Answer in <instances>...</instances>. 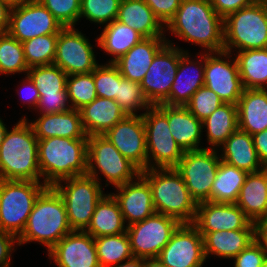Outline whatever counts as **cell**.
Listing matches in <instances>:
<instances>
[{
  "label": "cell",
  "mask_w": 267,
  "mask_h": 267,
  "mask_svg": "<svg viewBox=\"0 0 267 267\" xmlns=\"http://www.w3.org/2000/svg\"><path fill=\"white\" fill-rule=\"evenodd\" d=\"M165 28L185 42L207 49L204 52L224 51L223 18L210 0H182Z\"/></svg>",
  "instance_id": "cell-1"
},
{
  "label": "cell",
  "mask_w": 267,
  "mask_h": 267,
  "mask_svg": "<svg viewBox=\"0 0 267 267\" xmlns=\"http://www.w3.org/2000/svg\"><path fill=\"white\" fill-rule=\"evenodd\" d=\"M0 179L41 182L38 139L26 117L8 131L0 145Z\"/></svg>",
  "instance_id": "cell-2"
},
{
  "label": "cell",
  "mask_w": 267,
  "mask_h": 267,
  "mask_svg": "<svg viewBox=\"0 0 267 267\" xmlns=\"http://www.w3.org/2000/svg\"><path fill=\"white\" fill-rule=\"evenodd\" d=\"M72 231L62 196L53 186H48L37 198L26 226L18 237V246L35 241L49 251Z\"/></svg>",
  "instance_id": "cell-3"
},
{
  "label": "cell",
  "mask_w": 267,
  "mask_h": 267,
  "mask_svg": "<svg viewBox=\"0 0 267 267\" xmlns=\"http://www.w3.org/2000/svg\"><path fill=\"white\" fill-rule=\"evenodd\" d=\"M87 154L88 139L50 137L38 140V162L43 183L54 186L63 179L85 175Z\"/></svg>",
  "instance_id": "cell-4"
},
{
  "label": "cell",
  "mask_w": 267,
  "mask_h": 267,
  "mask_svg": "<svg viewBox=\"0 0 267 267\" xmlns=\"http://www.w3.org/2000/svg\"><path fill=\"white\" fill-rule=\"evenodd\" d=\"M140 175L149 183L156 213L172 217L181 224L193 223L197 203L175 168L145 169Z\"/></svg>",
  "instance_id": "cell-5"
},
{
  "label": "cell",
  "mask_w": 267,
  "mask_h": 267,
  "mask_svg": "<svg viewBox=\"0 0 267 267\" xmlns=\"http://www.w3.org/2000/svg\"><path fill=\"white\" fill-rule=\"evenodd\" d=\"M224 51L267 48V6L260 0L223 19Z\"/></svg>",
  "instance_id": "cell-6"
},
{
  "label": "cell",
  "mask_w": 267,
  "mask_h": 267,
  "mask_svg": "<svg viewBox=\"0 0 267 267\" xmlns=\"http://www.w3.org/2000/svg\"><path fill=\"white\" fill-rule=\"evenodd\" d=\"M47 187L42 182L0 179V230L18 238L37 198Z\"/></svg>",
  "instance_id": "cell-7"
},
{
  "label": "cell",
  "mask_w": 267,
  "mask_h": 267,
  "mask_svg": "<svg viewBox=\"0 0 267 267\" xmlns=\"http://www.w3.org/2000/svg\"><path fill=\"white\" fill-rule=\"evenodd\" d=\"M142 117L146 132L147 169L174 168L182 159L184 151L171 135L168 105H152Z\"/></svg>",
  "instance_id": "cell-8"
},
{
  "label": "cell",
  "mask_w": 267,
  "mask_h": 267,
  "mask_svg": "<svg viewBox=\"0 0 267 267\" xmlns=\"http://www.w3.org/2000/svg\"><path fill=\"white\" fill-rule=\"evenodd\" d=\"M53 187L65 202L68 222L72 230L85 231L96 204L105 195L102 184L92 176L85 174L63 179Z\"/></svg>",
  "instance_id": "cell-9"
},
{
  "label": "cell",
  "mask_w": 267,
  "mask_h": 267,
  "mask_svg": "<svg viewBox=\"0 0 267 267\" xmlns=\"http://www.w3.org/2000/svg\"><path fill=\"white\" fill-rule=\"evenodd\" d=\"M106 178L105 185L117 187L136 179L141 170L125 158L104 135L88 136L87 175L101 180L99 171Z\"/></svg>",
  "instance_id": "cell-10"
},
{
  "label": "cell",
  "mask_w": 267,
  "mask_h": 267,
  "mask_svg": "<svg viewBox=\"0 0 267 267\" xmlns=\"http://www.w3.org/2000/svg\"><path fill=\"white\" fill-rule=\"evenodd\" d=\"M217 152L211 147L184 151L182 159L174 167L196 203L211 201V189L221 161Z\"/></svg>",
  "instance_id": "cell-11"
},
{
  "label": "cell",
  "mask_w": 267,
  "mask_h": 267,
  "mask_svg": "<svg viewBox=\"0 0 267 267\" xmlns=\"http://www.w3.org/2000/svg\"><path fill=\"white\" fill-rule=\"evenodd\" d=\"M180 224L172 217L155 213L140 222L127 226L126 232L133 256L157 258Z\"/></svg>",
  "instance_id": "cell-12"
},
{
  "label": "cell",
  "mask_w": 267,
  "mask_h": 267,
  "mask_svg": "<svg viewBox=\"0 0 267 267\" xmlns=\"http://www.w3.org/2000/svg\"><path fill=\"white\" fill-rule=\"evenodd\" d=\"M174 45L175 43L167 40V43L156 53L140 82L147 100L152 105L162 104L169 97L178 70L180 56L185 52Z\"/></svg>",
  "instance_id": "cell-13"
},
{
  "label": "cell",
  "mask_w": 267,
  "mask_h": 267,
  "mask_svg": "<svg viewBox=\"0 0 267 267\" xmlns=\"http://www.w3.org/2000/svg\"><path fill=\"white\" fill-rule=\"evenodd\" d=\"M229 58L230 52H205L204 86L213 90L224 103L237 105L244 86L235 57L232 61Z\"/></svg>",
  "instance_id": "cell-14"
},
{
  "label": "cell",
  "mask_w": 267,
  "mask_h": 267,
  "mask_svg": "<svg viewBox=\"0 0 267 267\" xmlns=\"http://www.w3.org/2000/svg\"><path fill=\"white\" fill-rule=\"evenodd\" d=\"M89 39L75 27H64L58 34L53 64L67 75L91 73L99 64Z\"/></svg>",
  "instance_id": "cell-15"
},
{
  "label": "cell",
  "mask_w": 267,
  "mask_h": 267,
  "mask_svg": "<svg viewBox=\"0 0 267 267\" xmlns=\"http://www.w3.org/2000/svg\"><path fill=\"white\" fill-rule=\"evenodd\" d=\"M64 27L38 0L11 8L8 33L24 42L37 36L59 34Z\"/></svg>",
  "instance_id": "cell-16"
},
{
  "label": "cell",
  "mask_w": 267,
  "mask_h": 267,
  "mask_svg": "<svg viewBox=\"0 0 267 267\" xmlns=\"http://www.w3.org/2000/svg\"><path fill=\"white\" fill-rule=\"evenodd\" d=\"M167 267H202L206 262L203 236L192 224H180L157 257Z\"/></svg>",
  "instance_id": "cell-17"
},
{
  "label": "cell",
  "mask_w": 267,
  "mask_h": 267,
  "mask_svg": "<svg viewBox=\"0 0 267 267\" xmlns=\"http://www.w3.org/2000/svg\"><path fill=\"white\" fill-rule=\"evenodd\" d=\"M27 75L38 88L40 98L36 107L40 114L62 113L69 109L67 74L58 66L43 65L29 68Z\"/></svg>",
  "instance_id": "cell-18"
},
{
  "label": "cell",
  "mask_w": 267,
  "mask_h": 267,
  "mask_svg": "<svg viewBox=\"0 0 267 267\" xmlns=\"http://www.w3.org/2000/svg\"><path fill=\"white\" fill-rule=\"evenodd\" d=\"M142 115H127L103 134L141 171L147 169L146 132Z\"/></svg>",
  "instance_id": "cell-19"
},
{
  "label": "cell",
  "mask_w": 267,
  "mask_h": 267,
  "mask_svg": "<svg viewBox=\"0 0 267 267\" xmlns=\"http://www.w3.org/2000/svg\"><path fill=\"white\" fill-rule=\"evenodd\" d=\"M199 233L222 230L257 229L244 211L235 203L204 201L197 203L196 216L192 223Z\"/></svg>",
  "instance_id": "cell-20"
},
{
  "label": "cell",
  "mask_w": 267,
  "mask_h": 267,
  "mask_svg": "<svg viewBox=\"0 0 267 267\" xmlns=\"http://www.w3.org/2000/svg\"><path fill=\"white\" fill-rule=\"evenodd\" d=\"M58 267H100L94 237L85 231H72L48 252Z\"/></svg>",
  "instance_id": "cell-21"
},
{
  "label": "cell",
  "mask_w": 267,
  "mask_h": 267,
  "mask_svg": "<svg viewBox=\"0 0 267 267\" xmlns=\"http://www.w3.org/2000/svg\"><path fill=\"white\" fill-rule=\"evenodd\" d=\"M119 193H111L117 200L126 226L140 222L156 213L149 183L139 175L136 180L115 187ZM128 220V221H127Z\"/></svg>",
  "instance_id": "cell-22"
},
{
  "label": "cell",
  "mask_w": 267,
  "mask_h": 267,
  "mask_svg": "<svg viewBox=\"0 0 267 267\" xmlns=\"http://www.w3.org/2000/svg\"><path fill=\"white\" fill-rule=\"evenodd\" d=\"M187 52L185 51L180 56L178 70L171 86L169 97L162 104L185 106L192 95L204 86L205 53L199 56V58L202 57L199 59L200 62L198 60L194 62L193 59L192 61L189 59L191 55ZM189 71L192 73L190 74Z\"/></svg>",
  "instance_id": "cell-23"
},
{
  "label": "cell",
  "mask_w": 267,
  "mask_h": 267,
  "mask_svg": "<svg viewBox=\"0 0 267 267\" xmlns=\"http://www.w3.org/2000/svg\"><path fill=\"white\" fill-rule=\"evenodd\" d=\"M29 124L38 140L50 137L88 139L80 111L72 108L62 113L41 114Z\"/></svg>",
  "instance_id": "cell-24"
},
{
  "label": "cell",
  "mask_w": 267,
  "mask_h": 267,
  "mask_svg": "<svg viewBox=\"0 0 267 267\" xmlns=\"http://www.w3.org/2000/svg\"><path fill=\"white\" fill-rule=\"evenodd\" d=\"M167 43L166 37L143 38L114 64L120 74L134 82H141L156 53Z\"/></svg>",
  "instance_id": "cell-25"
},
{
  "label": "cell",
  "mask_w": 267,
  "mask_h": 267,
  "mask_svg": "<svg viewBox=\"0 0 267 267\" xmlns=\"http://www.w3.org/2000/svg\"><path fill=\"white\" fill-rule=\"evenodd\" d=\"M255 224L267 219V168L248 173L235 203Z\"/></svg>",
  "instance_id": "cell-26"
},
{
  "label": "cell",
  "mask_w": 267,
  "mask_h": 267,
  "mask_svg": "<svg viewBox=\"0 0 267 267\" xmlns=\"http://www.w3.org/2000/svg\"><path fill=\"white\" fill-rule=\"evenodd\" d=\"M87 136L103 135L127 115L112 99L96 97L79 109Z\"/></svg>",
  "instance_id": "cell-27"
},
{
  "label": "cell",
  "mask_w": 267,
  "mask_h": 267,
  "mask_svg": "<svg viewBox=\"0 0 267 267\" xmlns=\"http://www.w3.org/2000/svg\"><path fill=\"white\" fill-rule=\"evenodd\" d=\"M256 230L239 229L200 233L203 236L206 259L209 255L233 259L256 240Z\"/></svg>",
  "instance_id": "cell-28"
},
{
  "label": "cell",
  "mask_w": 267,
  "mask_h": 267,
  "mask_svg": "<svg viewBox=\"0 0 267 267\" xmlns=\"http://www.w3.org/2000/svg\"><path fill=\"white\" fill-rule=\"evenodd\" d=\"M221 146L223 148L220 147L222 153L219 156L227 164L247 173L258 172L265 168L255 150L252 135L248 132L238 128Z\"/></svg>",
  "instance_id": "cell-29"
},
{
  "label": "cell",
  "mask_w": 267,
  "mask_h": 267,
  "mask_svg": "<svg viewBox=\"0 0 267 267\" xmlns=\"http://www.w3.org/2000/svg\"><path fill=\"white\" fill-rule=\"evenodd\" d=\"M238 128L250 135L267 129V89H244L237 103Z\"/></svg>",
  "instance_id": "cell-30"
},
{
  "label": "cell",
  "mask_w": 267,
  "mask_h": 267,
  "mask_svg": "<svg viewBox=\"0 0 267 267\" xmlns=\"http://www.w3.org/2000/svg\"><path fill=\"white\" fill-rule=\"evenodd\" d=\"M117 20L144 38L165 37L166 30L144 0H121Z\"/></svg>",
  "instance_id": "cell-31"
},
{
  "label": "cell",
  "mask_w": 267,
  "mask_h": 267,
  "mask_svg": "<svg viewBox=\"0 0 267 267\" xmlns=\"http://www.w3.org/2000/svg\"><path fill=\"white\" fill-rule=\"evenodd\" d=\"M168 124L171 135L183 151L203 149L199 147L203 132L202 121L185 106L168 105Z\"/></svg>",
  "instance_id": "cell-32"
},
{
  "label": "cell",
  "mask_w": 267,
  "mask_h": 267,
  "mask_svg": "<svg viewBox=\"0 0 267 267\" xmlns=\"http://www.w3.org/2000/svg\"><path fill=\"white\" fill-rule=\"evenodd\" d=\"M127 226L119 203L111 193L105 194L96 204L91 221L85 230L94 238L125 233Z\"/></svg>",
  "instance_id": "cell-33"
},
{
  "label": "cell",
  "mask_w": 267,
  "mask_h": 267,
  "mask_svg": "<svg viewBox=\"0 0 267 267\" xmlns=\"http://www.w3.org/2000/svg\"><path fill=\"white\" fill-rule=\"evenodd\" d=\"M143 38L136 30L118 20H114L109 24H105L103 32L96 40L98 46L104 52L114 56L111 60L109 59V63H114Z\"/></svg>",
  "instance_id": "cell-34"
},
{
  "label": "cell",
  "mask_w": 267,
  "mask_h": 267,
  "mask_svg": "<svg viewBox=\"0 0 267 267\" xmlns=\"http://www.w3.org/2000/svg\"><path fill=\"white\" fill-rule=\"evenodd\" d=\"M236 52L244 89H267V48Z\"/></svg>",
  "instance_id": "cell-35"
},
{
  "label": "cell",
  "mask_w": 267,
  "mask_h": 267,
  "mask_svg": "<svg viewBox=\"0 0 267 267\" xmlns=\"http://www.w3.org/2000/svg\"><path fill=\"white\" fill-rule=\"evenodd\" d=\"M207 128V142L213 149L219 148L238 129L237 105L221 104L209 117L202 121Z\"/></svg>",
  "instance_id": "cell-36"
},
{
  "label": "cell",
  "mask_w": 267,
  "mask_h": 267,
  "mask_svg": "<svg viewBox=\"0 0 267 267\" xmlns=\"http://www.w3.org/2000/svg\"><path fill=\"white\" fill-rule=\"evenodd\" d=\"M247 174L221 160L211 189V202L236 203Z\"/></svg>",
  "instance_id": "cell-37"
},
{
  "label": "cell",
  "mask_w": 267,
  "mask_h": 267,
  "mask_svg": "<svg viewBox=\"0 0 267 267\" xmlns=\"http://www.w3.org/2000/svg\"><path fill=\"white\" fill-rule=\"evenodd\" d=\"M100 267H113L133 258L127 232L94 238Z\"/></svg>",
  "instance_id": "cell-38"
},
{
  "label": "cell",
  "mask_w": 267,
  "mask_h": 267,
  "mask_svg": "<svg viewBox=\"0 0 267 267\" xmlns=\"http://www.w3.org/2000/svg\"><path fill=\"white\" fill-rule=\"evenodd\" d=\"M28 70L22 42L9 33L0 34V74H27Z\"/></svg>",
  "instance_id": "cell-39"
},
{
  "label": "cell",
  "mask_w": 267,
  "mask_h": 267,
  "mask_svg": "<svg viewBox=\"0 0 267 267\" xmlns=\"http://www.w3.org/2000/svg\"><path fill=\"white\" fill-rule=\"evenodd\" d=\"M58 34L37 36L22 42L25 60L29 68L53 64Z\"/></svg>",
  "instance_id": "cell-40"
},
{
  "label": "cell",
  "mask_w": 267,
  "mask_h": 267,
  "mask_svg": "<svg viewBox=\"0 0 267 267\" xmlns=\"http://www.w3.org/2000/svg\"><path fill=\"white\" fill-rule=\"evenodd\" d=\"M129 116H136L137 110H147L152 104L147 100L141 84L130 81L120 74L117 94L114 99Z\"/></svg>",
  "instance_id": "cell-41"
},
{
  "label": "cell",
  "mask_w": 267,
  "mask_h": 267,
  "mask_svg": "<svg viewBox=\"0 0 267 267\" xmlns=\"http://www.w3.org/2000/svg\"><path fill=\"white\" fill-rule=\"evenodd\" d=\"M66 89L72 109L79 110L84 105L91 103L97 97L93 71L68 75Z\"/></svg>",
  "instance_id": "cell-42"
},
{
  "label": "cell",
  "mask_w": 267,
  "mask_h": 267,
  "mask_svg": "<svg viewBox=\"0 0 267 267\" xmlns=\"http://www.w3.org/2000/svg\"><path fill=\"white\" fill-rule=\"evenodd\" d=\"M121 0H81L80 18L97 24H109L117 20Z\"/></svg>",
  "instance_id": "cell-43"
},
{
  "label": "cell",
  "mask_w": 267,
  "mask_h": 267,
  "mask_svg": "<svg viewBox=\"0 0 267 267\" xmlns=\"http://www.w3.org/2000/svg\"><path fill=\"white\" fill-rule=\"evenodd\" d=\"M97 97L115 99L120 83V71L114 63L98 65L93 70Z\"/></svg>",
  "instance_id": "cell-44"
},
{
  "label": "cell",
  "mask_w": 267,
  "mask_h": 267,
  "mask_svg": "<svg viewBox=\"0 0 267 267\" xmlns=\"http://www.w3.org/2000/svg\"><path fill=\"white\" fill-rule=\"evenodd\" d=\"M223 103L213 90L203 86L192 95L185 107L199 120L203 121Z\"/></svg>",
  "instance_id": "cell-45"
},
{
  "label": "cell",
  "mask_w": 267,
  "mask_h": 267,
  "mask_svg": "<svg viewBox=\"0 0 267 267\" xmlns=\"http://www.w3.org/2000/svg\"><path fill=\"white\" fill-rule=\"evenodd\" d=\"M63 27H75L80 16L81 0H38Z\"/></svg>",
  "instance_id": "cell-46"
},
{
  "label": "cell",
  "mask_w": 267,
  "mask_h": 267,
  "mask_svg": "<svg viewBox=\"0 0 267 267\" xmlns=\"http://www.w3.org/2000/svg\"><path fill=\"white\" fill-rule=\"evenodd\" d=\"M233 259L234 267H261L266 256L262 245L256 239Z\"/></svg>",
  "instance_id": "cell-47"
},
{
  "label": "cell",
  "mask_w": 267,
  "mask_h": 267,
  "mask_svg": "<svg viewBox=\"0 0 267 267\" xmlns=\"http://www.w3.org/2000/svg\"><path fill=\"white\" fill-rule=\"evenodd\" d=\"M153 13L166 26L174 17L182 0H144Z\"/></svg>",
  "instance_id": "cell-48"
},
{
  "label": "cell",
  "mask_w": 267,
  "mask_h": 267,
  "mask_svg": "<svg viewBox=\"0 0 267 267\" xmlns=\"http://www.w3.org/2000/svg\"><path fill=\"white\" fill-rule=\"evenodd\" d=\"M211 5L223 19L229 14L260 0H210Z\"/></svg>",
  "instance_id": "cell-49"
},
{
  "label": "cell",
  "mask_w": 267,
  "mask_h": 267,
  "mask_svg": "<svg viewBox=\"0 0 267 267\" xmlns=\"http://www.w3.org/2000/svg\"><path fill=\"white\" fill-rule=\"evenodd\" d=\"M15 243L18 244L16 236L0 230V267H10Z\"/></svg>",
  "instance_id": "cell-50"
},
{
  "label": "cell",
  "mask_w": 267,
  "mask_h": 267,
  "mask_svg": "<svg viewBox=\"0 0 267 267\" xmlns=\"http://www.w3.org/2000/svg\"><path fill=\"white\" fill-rule=\"evenodd\" d=\"M252 138L259 160L267 168V129L252 135Z\"/></svg>",
  "instance_id": "cell-51"
},
{
  "label": "cell",
  "mask_w": 267,
  "mask_h": 267,
  "mask_svg": "<svg viewBox=\"0 0 267 267\" xmlns=\"http://www.w3.org/2000/svg\"><path fill=\"white\" fill-rule=\"evenodd\" d=\"M26 81V82H25ZM22 83L24 84L23 87H27L26 91V95L28 98H22L21 100L25 99L24 103L26 102V104H28V109H31V106H33V110L36 109L37 105H38V101H39V98H40V94L38 92V88L35 86V84L33 83V81L31 80V78L26 75L25 77V80L23 79ZM23 94V93H22ZM21 95V94H20ZM24 95V94H23ZM22 95V96H23Z\"/></svg>",
  "instance_id": "cell-52"
},
{
  "label": "cell",
  "mask_w": 267,
  "mask_h": 267,
  "mask_svg": "<svg viewBox=\"0 0 267 267\" xmlns=\"http://www.w3.org/2000/svg\"><path fill=\"white\" fill-rule=\"evenodd\" d=\"M11 8L0 1V34L8 33Z\"/></svg>",
  "instance_id": "cell-53"
},
{
  "label": "cell",
  "mask_w": 267,
  "mask_h": 267,
  "mask_svg": "<svg viewBox=\"0 0 267 267\" xmlns=\"http://www.w3.org/2000/svg\"><path fill=\"white\" fill-rule=\"evenodd\" d=\"M256 239L262 245L267 259V227L263 223L257 225Z\"/></svg>",
  "instance_id": "cell-54"
},
{
  "label": "cell",
  "mask_w": 267,
  "mask_h": 267,
  "mask_svg": "<svg viewBox=\"0 0 267 267\" xmlns=\"http://www.w3.org/2000/svg\"><path fill=\"white\" fill-rule=\"evenodd\" d=\"M143 266H144V258L133 257L127 261H124V263L121 262L113 267H143Z\"/></svg>",
  "instance_id": "cell-55"
},
{
  "label": "cell",
  "mask_w": 267,
  "mask_h": 267,
  "mask_svg": "<svg viewBox=\"0 0 267 267\" xmlns=\"http://www.w3.org/2000/svg\"><path fill=\"white\" fill-rule=\"evenodd\" d=\"M143 267H167L158 258H144Z\"/></svg>",
  "instance_id": "cell-56"
},
{
  "label": "cell",
  "mask_w": 267,
  "mask_h": 267,
  "mask_svg": "<svg viewBox=\"0 0 267 267\" xmlns=\"http://www.w3.org/2000/svg\"><path fill=\"white\" fill-rule=\"evenodd\" d=\"M0 1L7 4L10 8H14L22 4H25L26 2H29L30 0H0Z\"/></svg>",
  "instance_id": "cell-57"
},
{
  "label": "cell",
  "mask_w": 267,
  "mask_h": 267,
  "mask_svg": "<svg viewBox=\"0 0 267 267\" xmlns=\"http://www.w3.org/2000/svg\"><path fill=\"white\" fill-rule=\"evenodd\" d=\"M3 120L0 118V145L2 144L5 135L7 133V128L5 127Z\"/></svg>",
  "instance_id": "cell-58"
},
{
  "label": "cell",
  "mask_w": 267,
  "mask_h": 267,
  "mask_svg": "<svg viewBox=\"0 0 267 267\" xmlns=\"http://www.w3.org/2000/svg\"><path fill=\"white\" fill-rule=\"evenodd\" d=\"M261 267H267V259H266V261L263 263V265Z\"/></svg>",
  "instance_id": "cell-59"
},
{
  "label": "cell",
  "mask_w": 267,
  "mask_h": 267,
  "mask_svg": "<svg viewBox=\"0 0 267 267\" xmlns=\"http://www.w3.org/2000/svg\"><path fill=\"white\" fill-rule=\"evenodd\" d=\"M263 224L267 227V219L263 222Z\"/></svg>",
  "instance_id": "cell-60"
},
{
  "label": "cell",
  "mask_w": 267,
  "mask_h": 267,
  "mask_svg": "<svg viewBox=\"0 0 267 267\" xmlns=\"http://www.w3.org/2000/svg\"><path fill=\"white\" fill-rule=\"evenodd\" d=\"M263 2L265 3V5L267 6V0H263Z\"/></svg>",
  "instance_id": "cell-61"
}]
</instances>
